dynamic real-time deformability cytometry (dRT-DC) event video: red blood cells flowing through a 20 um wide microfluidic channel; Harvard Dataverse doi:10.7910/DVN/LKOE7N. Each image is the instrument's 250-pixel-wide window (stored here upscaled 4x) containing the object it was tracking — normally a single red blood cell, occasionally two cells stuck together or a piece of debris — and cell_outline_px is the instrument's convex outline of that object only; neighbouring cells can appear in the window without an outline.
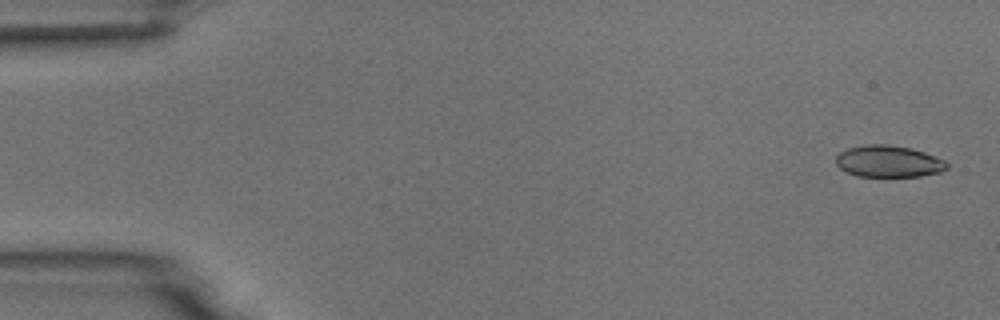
{"species": "common noctule bat (a hibernating species)", "species_latin": "Nyctalus noctula", "temperature_condition": "room temperature", "stored_images_in_passage": 54, "camera_frame_rate_fps": 3000, "um_per_image_px": 0.085, "animal": {"sex": "male", "body_mass_g": 18.8}, "frame": {"image": 1, "passage_image": 2, "time_ms": 0.333, "image_size_px": [1000, 320], "cell_outline_px": [[948, 168], [940, 172], [920, 176], [856, 176], [840, 168], [836, 164], [836, 156], [840, 152], [848, 148], [864, 144], [888, 144], [912, 148], [924, 152], [944, 160], [948, 164]], "centroid_in_image_um": [75.52, 13.71], "position_along_channel_um": 9.5, "area_um2": 20.52}}
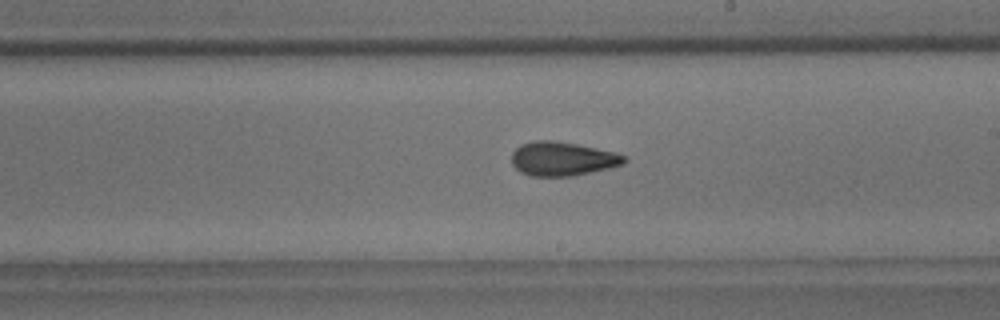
{"frame": {"image": 2, "passage_image": 31, "time_ms": 10.0, "image_size_px": [1000, 320], "cell_outline_px": [[628, 160], [624, 164], [608, 168], [572, 176], [532, 176], [520, 172], [512, 164], [512, 152], [520, 144], [532, 140], [552, 140], [576, 144], [616, 152], [624, 156]], "centroid_in_image_um": [47.79, 13.49], "position_along_channel_um": 241.2, "area_um2": 22.31}}
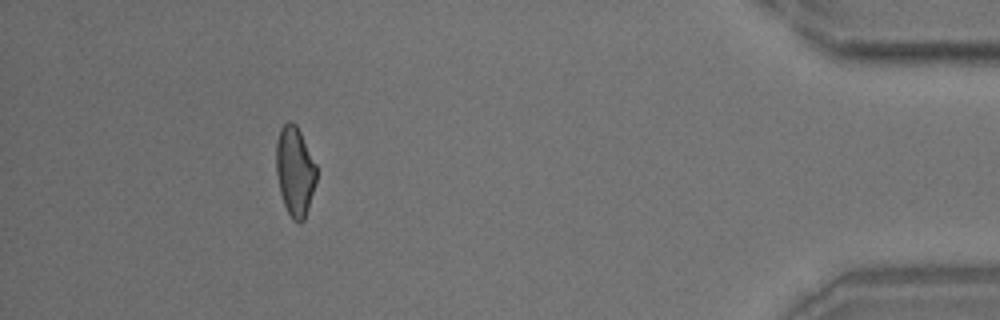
{"frame": {"image": 3, "passage_image": 49, "time_ms": 16.0, "image_size_px": [1000, 320], "cell_outline_px": [[316, 180], [308, 208], [304, 220], [300, 224], [296, 224], [292, 220], [284, 204], [280, 192], [276, 172], [276, 140], [280, 128], [288, 120], [292, 120], [296, 124], [316, 164]], "centroid_in_image_um": [25.05, 14.55], "position_along_channel_um": 410.1, "area_um2": 21.1}, "authors_computed_cell_mechanics": {"area_um2": 21.675, "velocity_mm_per_s": 3.75, "shape_relaxation_time_tau1_ms": 5.8159, "shape_relaxation_time_tau2_ms": 2.2901, "deformation_change_tau1": 0.1533, "deformation_change_tau2": 0.0909}}